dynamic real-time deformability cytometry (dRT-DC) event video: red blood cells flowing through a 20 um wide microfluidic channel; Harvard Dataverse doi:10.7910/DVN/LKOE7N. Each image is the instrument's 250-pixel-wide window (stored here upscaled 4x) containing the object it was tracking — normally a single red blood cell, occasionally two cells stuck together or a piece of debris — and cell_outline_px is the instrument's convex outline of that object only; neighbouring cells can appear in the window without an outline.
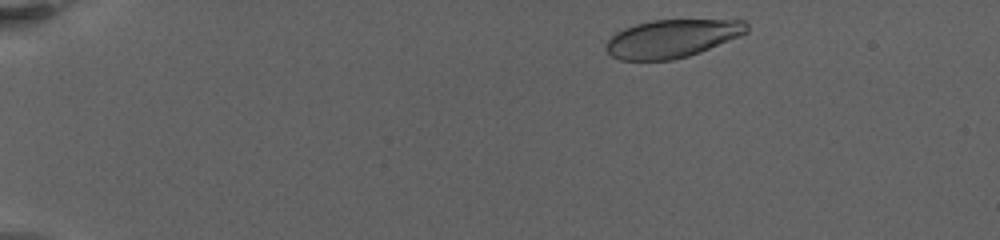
{"species": "human", "species_latin": "Homo sapiens", "temperature_condition": "warm", "stored_images_in_passage": 47, "camera_frame_rate_fps": 3000, "um_per_image_px": 0.085, "donor": {"sex": "female"}, "frame": {"image": 1, "passage_image": 4, "time_ms": 0.667, "image_size_px": [1000, 240], "cell_outline_px": [[748, 32], [740, 36], [700, 52], [688, 56], [672, 60], [620, 60], [612, 56], [604, 48], [604, 44], [616, 32], [624, 28], [636, 24], [652, 20], [744, 20], [748, 24]], "centroid_in_image_um": [57.11, 3.27], "position_along_channel_um": 27.9, "area_um2": 31.21}}
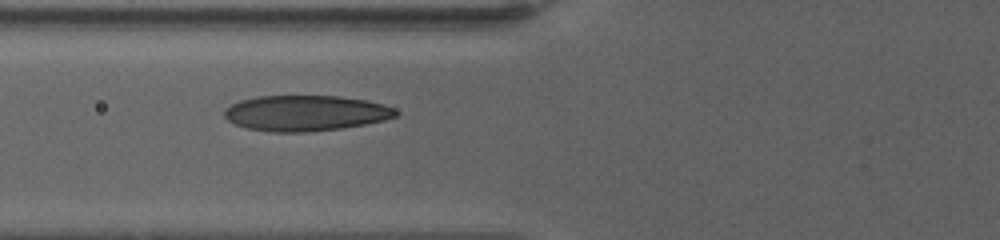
{"frame": {"image": 2, "passage_image": 23, "time_ms": 6.333, "image_size_px": [1000, 240], "cell_outline_px": [[400, 112], [396, 116], [384, 120], [364, 124], [340, 128], [304, 132], [272, 132], [244, 128], [228, 120], [224, 116], [224, 108], [240, 100], [256, 96], [340, 96], [368, 100], [384, 104], [396, 108]], "centroid_in_image_um": [25.98, 9.61], "position_along_channel_um": 99.8, "area_um2": 35.78}}
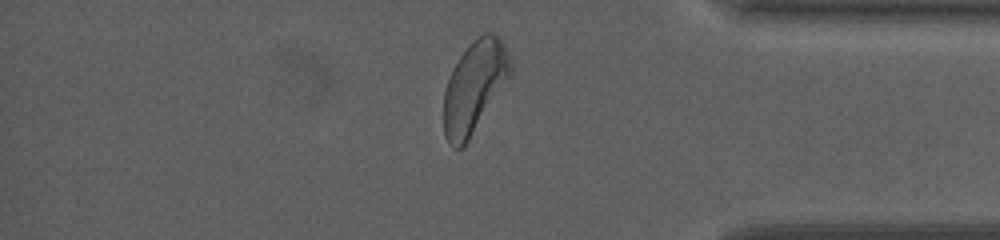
{"frame": {"image": 3, "passage_image": 42, "time_ms": 16.333, "image_size_px": [1000, 240], "cell_outline_px": [[512, 76], [468, 140], [460, 148], [456, 148], [448, 144], [444, 136], [444, 92], [448, 80], [460, 56], [484, 32], [492, 32], [504, 44], [508, 52], [512, 68]], "centroid_in_image_um": [40.35, 7.41], "position_along_channel_um": 394.9, "area_um2": 35.14}, "authors_computed_cell_mechanics": {"area_um2": 34.5066, "velocity_mm_per_s": 3.1038, "shape_relaxation_time_tau1_ms": 4.1771, "shape_relaxation_time_tau2_ms": null, "deformation_change_tau1": 0.1739, "deformation_change_tau2": null}}